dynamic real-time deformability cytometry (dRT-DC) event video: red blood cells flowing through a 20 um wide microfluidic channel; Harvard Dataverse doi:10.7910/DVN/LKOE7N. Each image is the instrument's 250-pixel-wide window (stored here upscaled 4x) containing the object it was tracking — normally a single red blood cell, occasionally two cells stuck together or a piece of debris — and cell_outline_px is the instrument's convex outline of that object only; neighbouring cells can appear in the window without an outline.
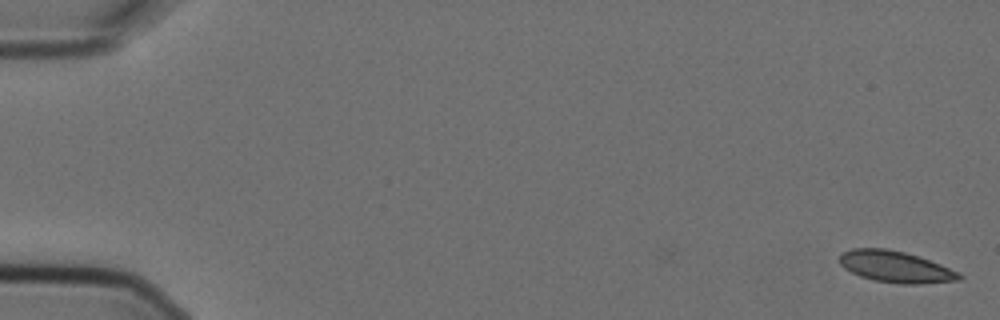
{"species": "Egyptian fruit bat (a non-hibernating species)", "species_latin": "Rousettus aegyptiacus", "temperature_condition": "cold", "stored_images_in_passage": 3, "camera_frame_rate_fps": 3000, "um_per_image_px": 0.085, "animal": {"sex": "female"}, "frame": {"image": 1, "passage_image": 1, "time_ms": 0.0, "image_size_px": [1000, 320], "cell_outline_px": [[964, 276], [960, 280], [920, 284], [900, 284], [872, 280], [860, 276], [844, 268], [840, 264], [840, 252], [852, 248], [884, 248], [904, 252], [940, 264], [960, 272]], "centroid_in_image_um": [76.12, 22.68], "position_along_channel_um": 8.9, "area_um2": 21.96}}